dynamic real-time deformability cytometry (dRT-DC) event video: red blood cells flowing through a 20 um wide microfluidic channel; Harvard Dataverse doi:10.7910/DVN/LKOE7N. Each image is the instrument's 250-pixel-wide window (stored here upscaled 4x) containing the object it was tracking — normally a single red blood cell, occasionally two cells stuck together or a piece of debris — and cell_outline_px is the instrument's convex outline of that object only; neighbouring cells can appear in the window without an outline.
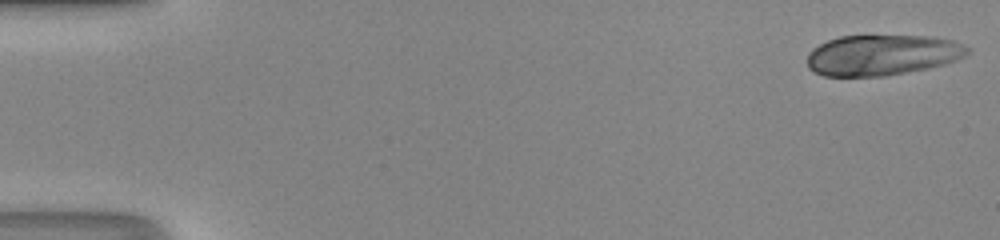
{"species": "human", "species_latin": "Homo sapiens", "temperature_condition": "room temperature", "stored_images_in_passage": 48, "camera_frame_rate_fps": 3000, "um_per_image_px": 0.085, "donor": {"sex": "male"}, "frame": {"image": 1, "passage_image": 1, "time_ms": 0.0, "image_size_px": [1000, 240], "cell_outline_px": [[972, 48], [964, 56], [956, 60], [944, 64], [928, 68], [884, 76], [824, 76], [812, 72], [808, 68], [808, 52], [812, 48], [828, 40], [840, 36], [932, 36], [952, 40]], "centroid_in_image_um": [74.97, 4.68], "position_along_channel_um": 10.0, "area_um2": 38.03}}
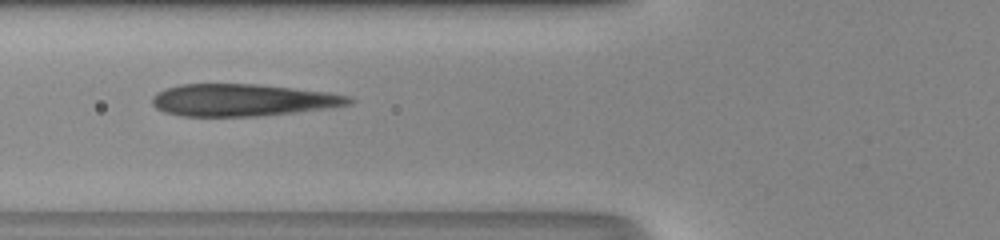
{"frame": {"image": 2, "passage_image": 19, "time_ms": 6.0, "image_size_px": [1000, 240], "cell_outline_px": [[356, 100], [352, 104], [324, 108], [292, 112], [256, 116], [180, 116], [164, 112], [156, 108], [152, 104], [152, 96], [156, 92], [180, 84], [256, 84], [328, 92], [348, 96]], "centroid_in_image_um": [20.58, 8.5], "position_along_channel_um": 105.2, "area_um2": 36.65}}
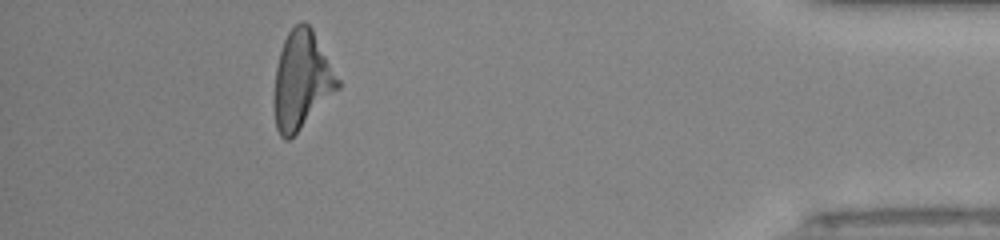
{"frame": {"image": 3, "passage_image": 44, "time_ms": 14.333, "image_size_px": [1000, 240], "cell_outline_px": [[340, 88], [288, 140], [284, 140], [280, 136], [276, 128], [272, 100], [276, 68], [280, 52], [284, 40], [288, 32], [300, 20], [304, 20], [312, 28], [340, 80]], "centroid_in_image_um": [25.62, 6.81], "position_along_channel_um": 409.6, "area_um2": 36.3}}